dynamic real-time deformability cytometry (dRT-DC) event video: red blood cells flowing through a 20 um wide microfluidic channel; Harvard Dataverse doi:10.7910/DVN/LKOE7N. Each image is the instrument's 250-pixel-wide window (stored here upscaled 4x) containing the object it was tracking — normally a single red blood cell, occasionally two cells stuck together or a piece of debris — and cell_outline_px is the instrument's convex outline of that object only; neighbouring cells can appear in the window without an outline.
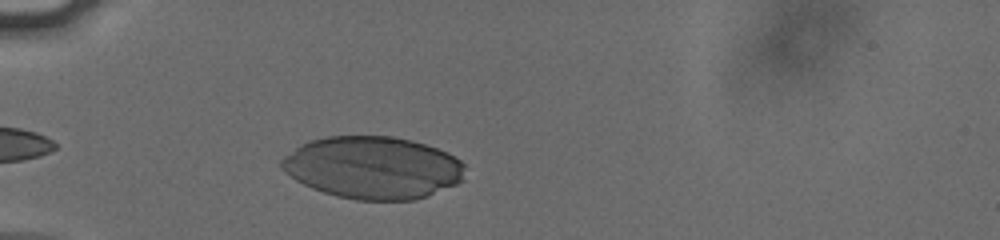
{"species": "human", "species_latin": "Homo sapiens", "temperature_condition": "cold", "stored_images_in_passage": 33, "camera_frame_rate_fps": 3000, "um_per_image_px": 0.085, "donor": {"sex": "male"}, "frame": {"image": 1, "passage_image": 4, "time_ms": 1.0, "image_size_px": [1000, 240], "cell_outline_px": [[464, 180], [456, 184], [428, 196], [416, 200], [356, 200], [336, 196], [312, 188], [296, 180], [284, 172], [280, 168], [280, 160], [284, 156], [300, 144], [308, 140], [324, 136], [392, 136], [412, 140], [448, 152], [460, 160], [464, 164]], "centroid_in_image_um": [31.69, 14.24], "position_along_channel_um": 53.3, "area_um2": 67.16}}